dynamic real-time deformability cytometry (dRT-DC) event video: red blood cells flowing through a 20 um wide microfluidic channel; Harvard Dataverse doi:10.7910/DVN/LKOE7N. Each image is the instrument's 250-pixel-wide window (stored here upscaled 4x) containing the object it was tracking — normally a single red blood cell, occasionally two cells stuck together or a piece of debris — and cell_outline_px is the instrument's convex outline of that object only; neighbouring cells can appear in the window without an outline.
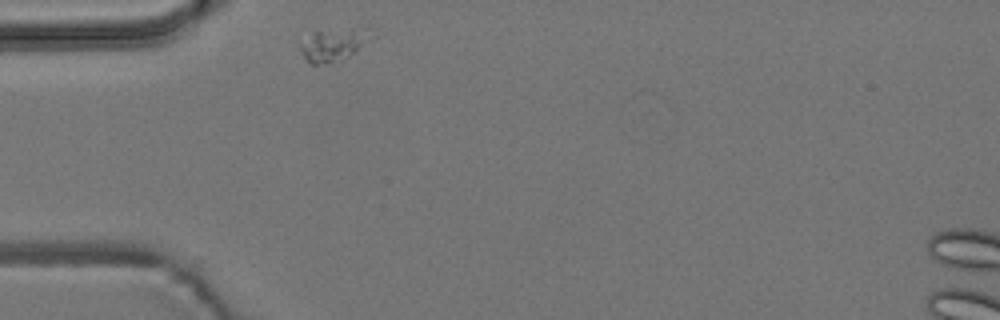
{"species": "common noctule bat (a hibernating species)", "species_latin": "Nyctalus noctula", "temperature_condition": "room temperature", "stored_images_in_passage": 1, "camera_frame_rate_fps": 3000, "um_per_image_px": 0.085, "animal": {"sex": "male", "body_mass_g": 19.2, "forearm_length_mm": 51.8}, "frame": {"image": 1, "passage_image": 1, "time_ms": 0.0, "image_size_px": [1000, 320], "cell_outline_px": [[376, 36], [372, 40], [356, 52], [340, 60], [316, 64], [308, 64], [300, 52], [300, 44], [316, 28], [368, 28]], "centroid_in_image_um": [28.39, 3.73], "position_along_channel_um": 56.6, "area_um2": 14.16}}